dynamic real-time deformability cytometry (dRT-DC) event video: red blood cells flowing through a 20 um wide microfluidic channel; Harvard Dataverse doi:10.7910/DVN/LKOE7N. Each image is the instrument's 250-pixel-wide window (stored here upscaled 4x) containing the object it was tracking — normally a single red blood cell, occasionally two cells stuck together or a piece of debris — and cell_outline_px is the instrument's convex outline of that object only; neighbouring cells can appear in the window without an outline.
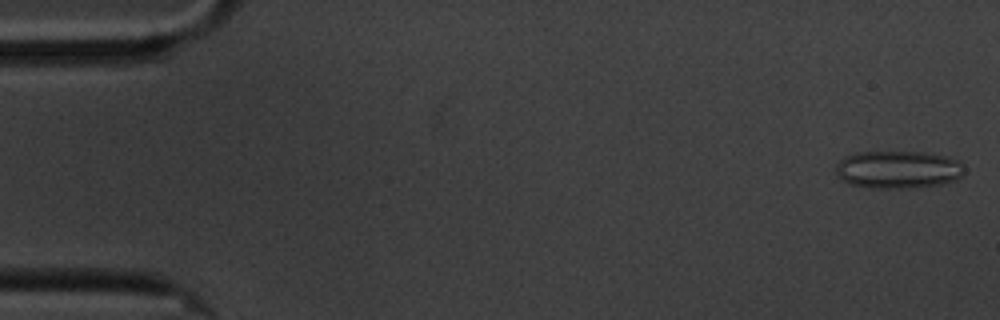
{"species": "common noctule bat (a hibernating species)", "species_latin": "Nyctalus noctula", "temperature_condition": "cold", "stored_images_in_passage": 58, "camera_frame_rate_fps": 3000, "um_per_image_px": 0.085, "animal": {"sex": "male", "body_mass_g": 20.1, "forearm_length_mm": 53.5}, "frame": {"image": 1, "passage_image": 1, "time_ms": 0.0, "image_size_px": [1000, 320], "cell_outline_px": [[964, 172], [956, 180], [940, 184], [904, 188], [876, 188], [848, 184], [836, 176], [836, 164], [844, 156], [856, 152], [924, 152], [948, 156], [960, 160], [964, 164]], "centroid_in_image_um": [76.33, 14.4], "position_along_channel_um": 8.7, "area_um2": 28.5}}
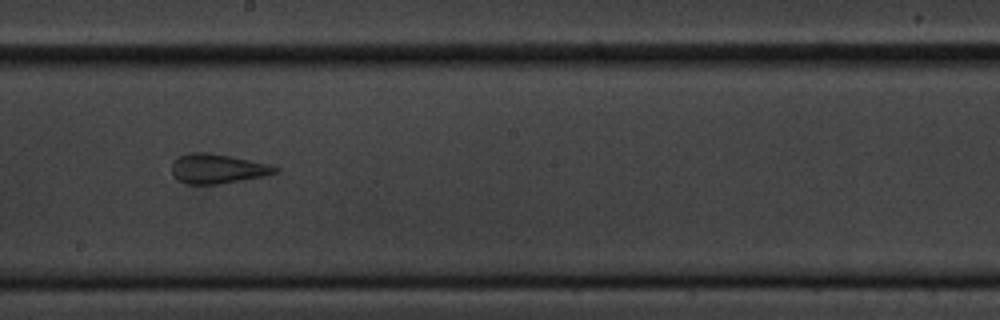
{"frame": {"image": 2, "passage_image": 32, "time_ms": 10.333, "image_size_px": [1000, 320], "cell_outline_px": [[280, 172], [264, 176], [216, 184], [188, 184], [180, 180], [172, 172], [172, 160], [188, 152], [208, 152], [272, 164], [280, 168]], "centroid_in_image_um": [18.53, 14.32], "position_along_channel_um": 229.7, "area_um2": 17.8}}
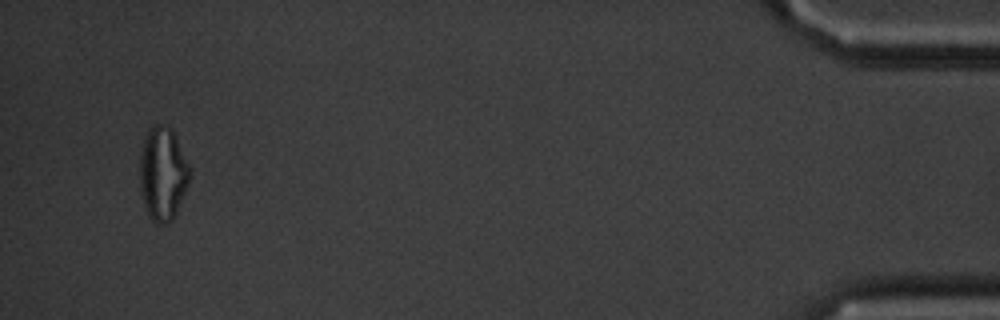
{"frame": {"image": 3, "passage_image": 56, "time_ms": 18.333, "image_size_px": [1000, 320], "cell_outline_px": [[192, 168], [188, 184], [176, 212], [172, 220], [164, 224], [156, 224], [148, 216], [144, 208], [140, 192], [140, 152], [148, 128], [152, 124], [168, 124], [172, 128]], "centroid_in_image_um": [13.83, 14.73], "position_along_channel_um": 421.4, "area_um2": 27.8}}